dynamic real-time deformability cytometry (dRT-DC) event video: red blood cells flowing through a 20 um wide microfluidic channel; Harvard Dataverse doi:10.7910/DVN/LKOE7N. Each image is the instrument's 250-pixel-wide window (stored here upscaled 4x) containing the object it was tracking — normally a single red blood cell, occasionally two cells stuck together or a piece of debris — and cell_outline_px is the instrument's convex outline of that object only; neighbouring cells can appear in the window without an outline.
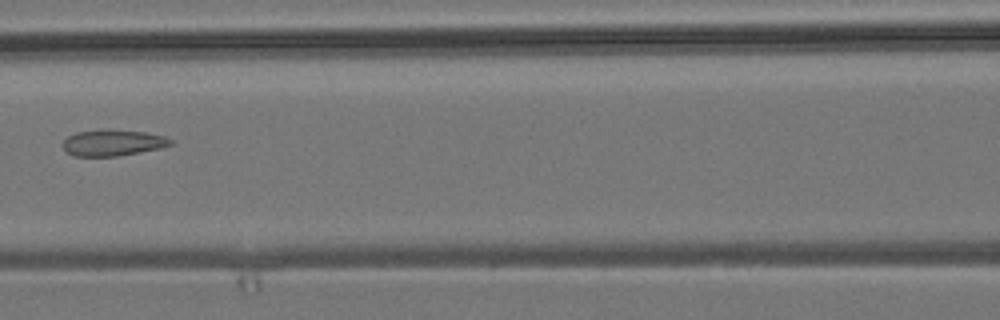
{"species": "common noctule bat (a hibernating species)", "species_latin": "Nyctalus noctula", "temperature_condition": "room temperature", "stored_images_in_passage": 8, "camera_frame_rate_fps": 3000, "um_per_image_px": 0.085, "animal": {"sex": "male", "body_mass_g": 19.2, "forearm_length_mm": 51.8}, "frame": {"image": 1, "passage_image": 7, "time_ms": 7.0, "image_size_px": [1000, 320], "cell_outline_px": [[172, 144], [160, 148], [116, 156], [72, 156], [60, 144], [68, 136], [76, 132], [104, 128], [108, 128], [144, 132], [164, 136], [172, 140]], "centroid_in_image_um": [9.54, 12.11], "position_along_channel_um": 157.1, "area_um2": 16.59}}
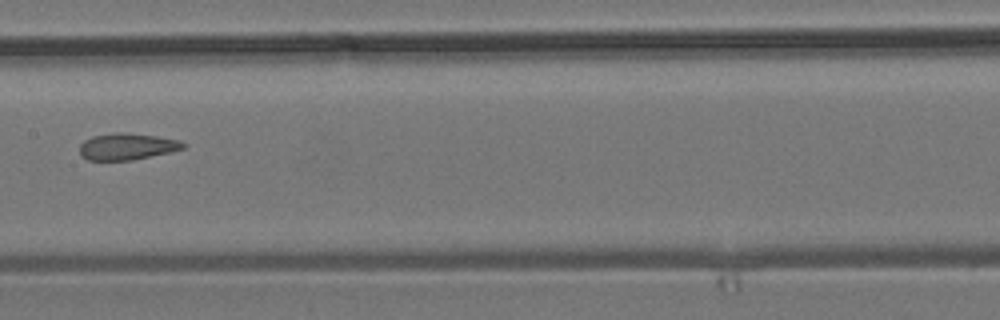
{"frame": {"image": 2, "passage_image": 8, "time_ms": 8.0, "image_size_px": [1000, 320], "cell_outline_px": [[188, 144], [184, 148], [168, 152], [132, 160], [88, 160], [80, 156], [80, 144], [84, 140], [92, 136], [116, 132], [128, 132], [156, 136], [180, 140]], "centroid_in_image_um": [10.78, 12.44], "position_along_channel_um": 196.6, "area_um2": 16.13}}